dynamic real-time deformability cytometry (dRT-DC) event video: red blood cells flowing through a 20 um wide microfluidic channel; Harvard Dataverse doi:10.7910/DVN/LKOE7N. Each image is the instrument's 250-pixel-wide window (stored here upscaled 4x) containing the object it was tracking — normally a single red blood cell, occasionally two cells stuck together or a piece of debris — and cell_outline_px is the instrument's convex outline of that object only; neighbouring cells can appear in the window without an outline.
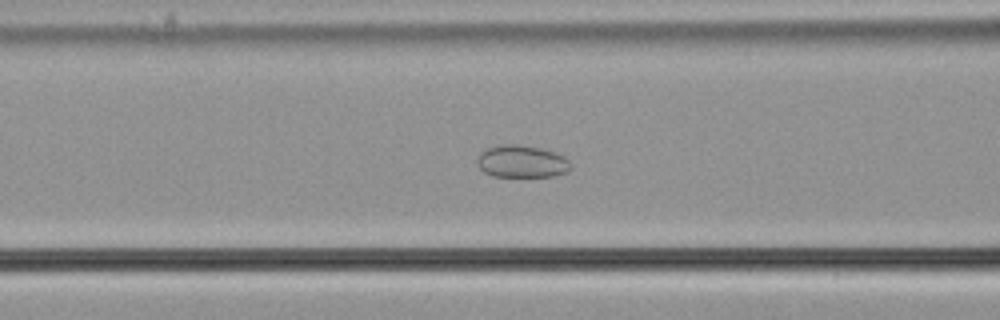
{"species": "common noctule bat (a hibernating species)", "species_latin": "Nyctalus noctula", "temperature_condition": "cold", "stored_images_in_passage": 17, "camera_frame_rate_fps": 3000, "um_per_image_px": 0.085, "animal": {"sex": "male", "body_mass_g": 21.5, "forearm_length_mm": 52.0}, "frame": {"image": 1, "passage_image": 15, "time_ms": 4.667, "image_size_px": [1000, 320], "cell_outline_px": [[572, 168], [568, 172], [552, 176], [492, 176], [484, 172], [476, 164], [476, 160], [480, 152], [488, 148], [500, 144], [516, 144], [540, 148], [564, 156], [572, 164]], "centroid_in_image_um": [44.34, 13.73], "position_along_channel_um": 122.3, "area_um2": 17.69}}